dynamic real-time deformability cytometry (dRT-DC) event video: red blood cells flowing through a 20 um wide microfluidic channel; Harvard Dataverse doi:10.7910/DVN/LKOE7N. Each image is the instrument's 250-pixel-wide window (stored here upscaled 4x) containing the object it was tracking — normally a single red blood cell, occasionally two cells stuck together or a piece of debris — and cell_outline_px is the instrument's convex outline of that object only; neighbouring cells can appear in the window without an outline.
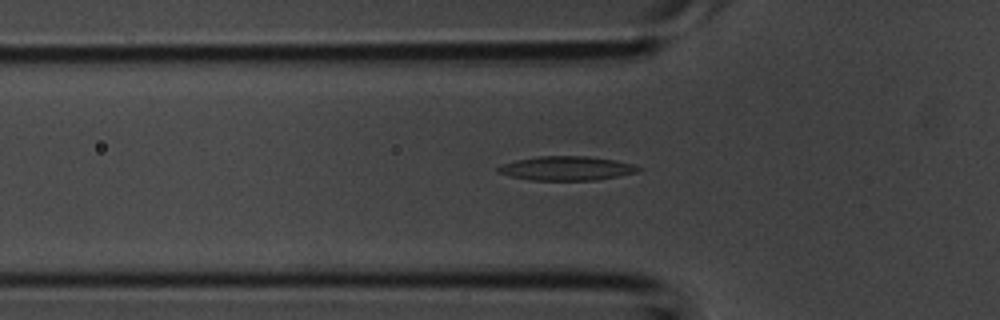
{"species": "common noctule bat (a hibernating species)", "species_latin": "Nyctalus noctula", "temperature_condition": "room temperature", "stored_images_in_passage": 40, "camera_frame_rate_fps": 3000, "um_per_image_px": 0.085, "animal": {"sex": "male", "body_mass_g": 20.1, "forearm_length_mm": 53.5}, "frame": {"image": 1, "passage_image": 12, "time_ms": 3.667, "image_size_px": [1000, 320], "cell_outline_px": [[644, 168], [636, 172], [596, 180], [532, 180], [512, 176], [496, 172], [496, 168], [504, 164], [516, 160], [540, 156], [588, 156], [616, 160], [632, 164]], "centroid_in_image_um": [48.17, 14.3], "position_along_channel_um": 77.6, "area_um2": 19.54}}
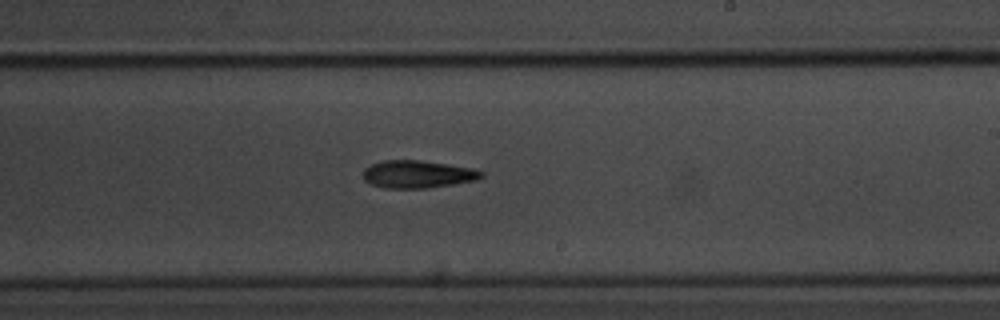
{"frame": {"image": 2, "passage_image": 23, "time_ms": 7.333, "image_size_px": [1000, 320], "cell_outline_px": [[484, 176], [476, 180], [428, 188], [384, 188], [372, 184], [364, 180], [364, 168], [372, 164], [384, 160], [420, 160], [472, 168], [484, 172]], "centroid_in_image_um": [35.5, 14.81], "position_along_channel_um": 253.5, "area_um2": 18.9}}
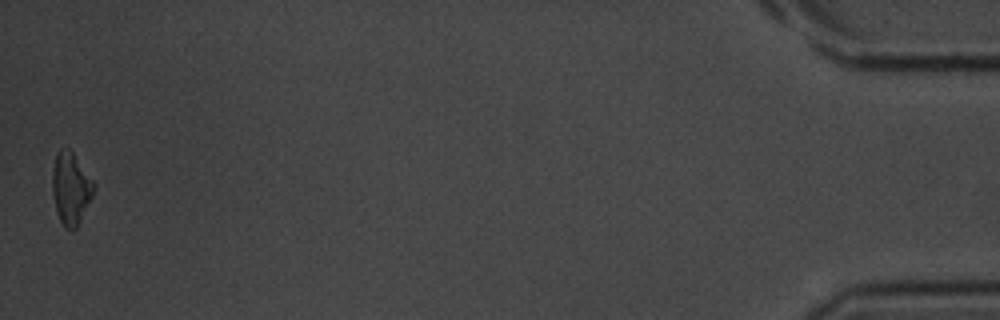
{"frame": {"image": 3, "passage_image": 40, "time_ms": 13.0, "image_size_px": [1000, 320], "cell_outline_px": [[96, 184], [92, 196], [76, 228], [64, 228], [56, 212], [52, 192], [52, 172], [56, 152], [60, 148], [68, 148], [72, 152]], "centroid_in_image_um": [6.0, 15.98], "position_along_channel_um": 429.2, "area_um2": 17.28}}